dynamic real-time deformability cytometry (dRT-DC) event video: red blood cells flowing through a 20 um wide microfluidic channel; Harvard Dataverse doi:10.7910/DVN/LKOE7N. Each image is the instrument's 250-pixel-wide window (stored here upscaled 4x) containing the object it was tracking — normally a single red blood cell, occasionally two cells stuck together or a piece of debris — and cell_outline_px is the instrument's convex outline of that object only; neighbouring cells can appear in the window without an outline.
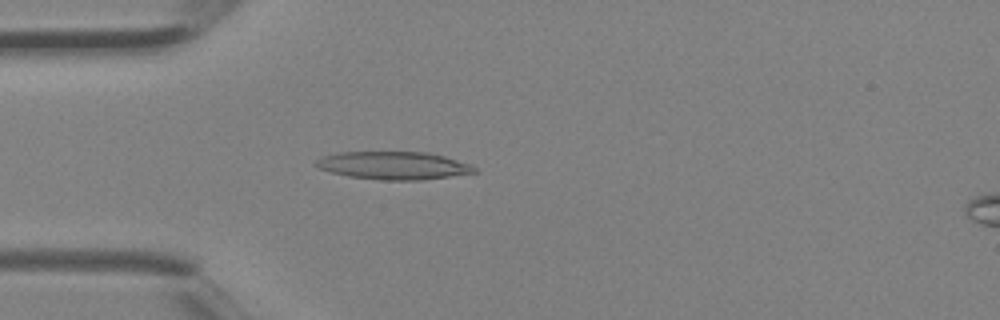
{"species": "Egyptian fruit bat (a non-hibernating species)", "species_latin": "Rousettus aegyptiacus", "temperature_condition": "room temperature", "stored_images_in_passage": 3, "camera_frame_rate_fps": 3000, "um_per_image_px": 0.085, "animal": {"sex": "female"}, "frame": {"image": 1, "passage_image": 3, "time_ms": 0.667, "image_size_px": [1000, 320], "cell_outline_px": [[480, 172], [420, 180], [380, 180], [348, 176], [332, 172], [320, 168], [312, 164], [316, 160], [324, 156], [340, 152], [428, 152], [444, 156], [472, 164]], "centroid_in_image_um": [33.49, 14.07], "position_along_channel_um": 51.5, "area_um2": 25.78}}